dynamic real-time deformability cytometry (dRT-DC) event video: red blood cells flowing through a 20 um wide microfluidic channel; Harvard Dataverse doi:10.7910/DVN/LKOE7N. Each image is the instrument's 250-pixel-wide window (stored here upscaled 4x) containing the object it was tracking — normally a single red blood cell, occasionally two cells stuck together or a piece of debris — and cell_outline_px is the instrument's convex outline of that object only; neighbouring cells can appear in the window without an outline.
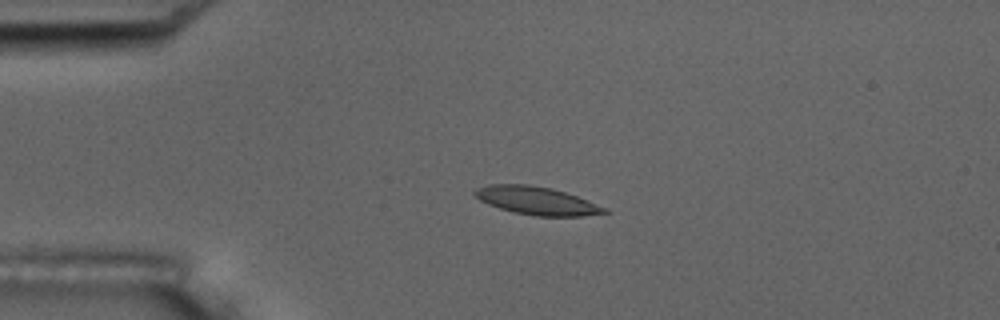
{"species": "common noctule bat (a hibernating species)", "species_latin": "Nyctalus noctula", "temperature_condition": "room temperature", "stored_images_in_passage": 4, "camera_frame_rate_fps": 3000, "um_per_image_px": 0.085, "animal": {"sex": "male", "body_mass_g": 17.5, "forearm_length_mm": 52.3}, "frame": {"image": 1, "passage_image": 3, "time_ms": 0.667, "image_size_px": [1000, 320], "cell_outline_px": [[608, 212], [580, 216], [536, 216], [512, 212], [488, 204], [472, 196], [472, 192], [476, 188], [488, 184], [528, 184], [552, 188], [576, 196], [608, 208]], "centroid_in_image_um": [45.56, 17.05], "position_along_channel_um": 39.4, "area_um2": 21.21}}